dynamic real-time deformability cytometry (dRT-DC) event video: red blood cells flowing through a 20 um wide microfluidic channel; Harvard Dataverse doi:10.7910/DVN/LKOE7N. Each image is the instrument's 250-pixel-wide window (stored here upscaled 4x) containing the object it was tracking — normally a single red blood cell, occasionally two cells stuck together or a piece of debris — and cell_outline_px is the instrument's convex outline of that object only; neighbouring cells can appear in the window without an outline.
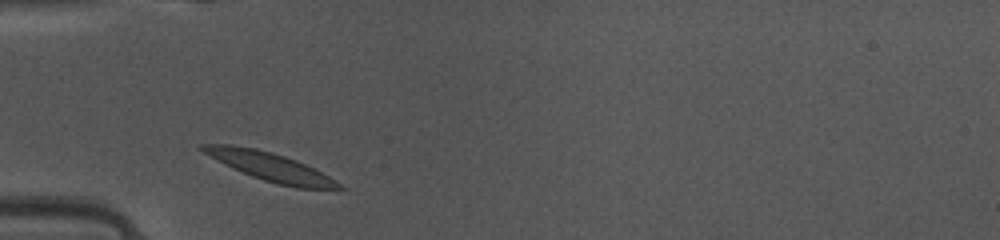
{"species": "common noctule bat (a hibernating species)", "species_latin": "Nyctalus noctula", "temperature_condition": "warm", "stored_images_in_passage": 31, "camera_frame_rate_fps": 3000, "um_per_image_px": 0.085, "animal": {"sex": "female", "body_mass_g": 10.0, "forearm_length_mm": 53.1}, "frame": {"image": 1, "passage_image": 1, "time_ms": 0.0, "image_size_px": [1000, 240], "cell_outline_px": [[348, 188], [296, 188], [264, 180], [252, 176], [232, 168], [196, 148], [200, 144], [232, 144], [256, 148], [272, 152], [296, 160], [336, 180]], "centroid_in_image_um": [22.91, 14.14], "position_along_channel_um": 62.1, "area_um2": 22.25}}
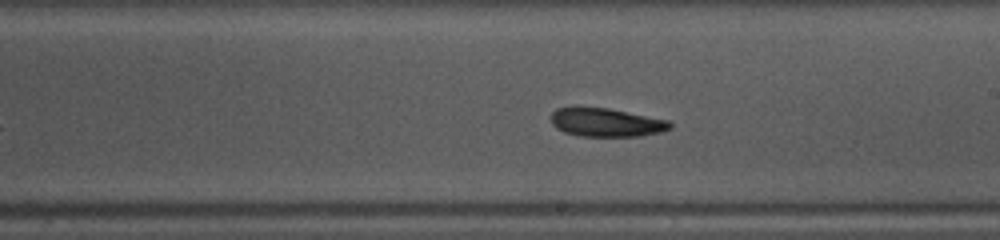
{"frame": {"image": 2, "passage_image": 14, "time_ms": 4.333, "image_size_px": [1000, 240], "cell_outline_px": [[672, 128], [660, 132], [640, 136], [580, 136], [564, 132], [556, 128], [552, 124], [552, 112], [556, 108], [608, 108], [668, 120], [672, 124]], "centroid_in_image_um": [51.54, 10.42], "position_along_channel_um": 237.5, "area_um2": 19.54}}
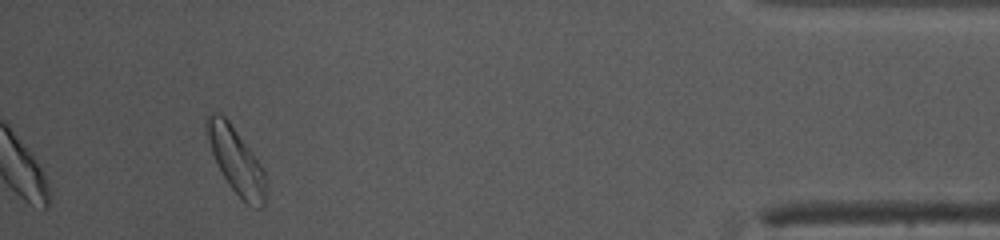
{"frame": {"image": 3, "passage_image": 31, "time_ms": 10.0, "image_size_px": [1000, 240], "cell_outline_px": [[268, 180], [264, 204], [260, 208], [252, 208], [244, 204], [228, 184], [212, 152], [204, 124], [204, 116], [212, 112], [220, 112], [228, 120], [264, 168]], "centroid_in_image_um": [20.1, 13.68], "position_along_channel_um": 415.1, "area_um2": 23.0}, "authors_computed_cell_mechanics": {"area_um2": 20.3456, "velocity_mm_per_s": 4.1181, "shape_relaxation_time_tau1_ms": 3.0238, "shape_relaxation_time_tau2_ms": null, "deformation_change_tau1": 0.1261, "deformation_change_tau2": null}}